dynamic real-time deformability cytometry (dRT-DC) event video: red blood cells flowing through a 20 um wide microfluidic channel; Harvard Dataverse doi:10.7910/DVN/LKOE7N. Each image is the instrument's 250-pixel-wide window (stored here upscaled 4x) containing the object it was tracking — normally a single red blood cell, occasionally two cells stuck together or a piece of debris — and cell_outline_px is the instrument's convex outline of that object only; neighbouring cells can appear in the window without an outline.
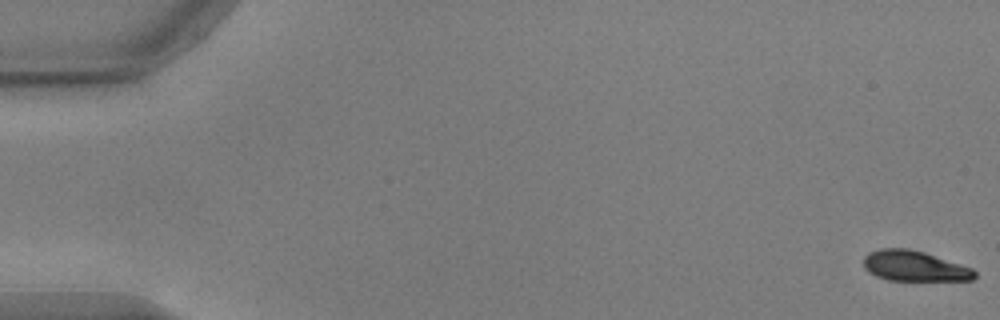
{"species": "common noctule bat (a hibernating species)", "species_latin": "Nyctalus noctula", "temperature_condition": "warm", "stored_images_in_passage": 55, "camera_frame_rate_fps": 3000, "um_per_image_px": 0.085, "animal": {"sex": "male", "body_mass_g": 17.9, "forearm_length_mm": 54.2}, "frame": {"image": 1, "passage_image": 1, "time_ms": 0.0, "image_size_px": [1000, 320], "cell_outline_px": [[976, 276], [972, 280], [888, 280], [876, 276], [868, 272], [864, 268], [864, 256], [868, 252], [880, 248], [908, 248], [924, 252], [972, 268], [976, 272]], "centroid_in_image_um": [77.69, 22.61], "position_along_channel_um": 7.3, "area_um2": 19.65}}
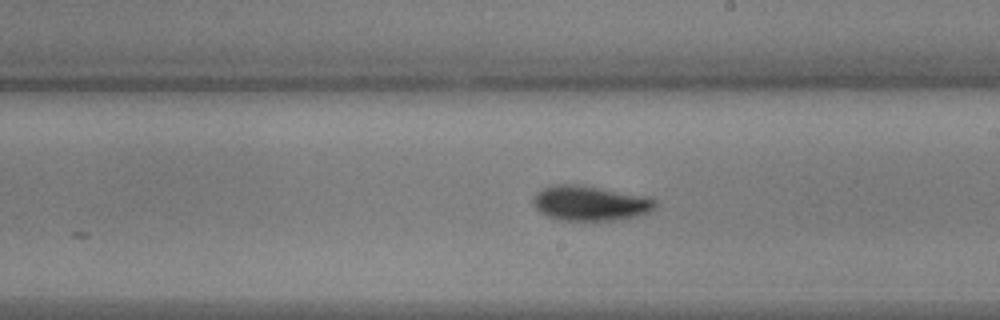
{"frame": {"image": 2, "passage_image": 32, "time_ms": 10.333, "image_size_px": [1000, 320], "cell_outline_px": [[656, 208], [648, 212], [636, 216], [612, 220], [560, 220], [548, 216], [540, 212], [532, 204], [532, 200], [536, 192], [552, 184], [584, 184], [648, 196], [656, 200]], "centroid_in_image_um": [50.16, 17.24], "position_along_channel_um": 238.8, "area_um2": 25.2}}
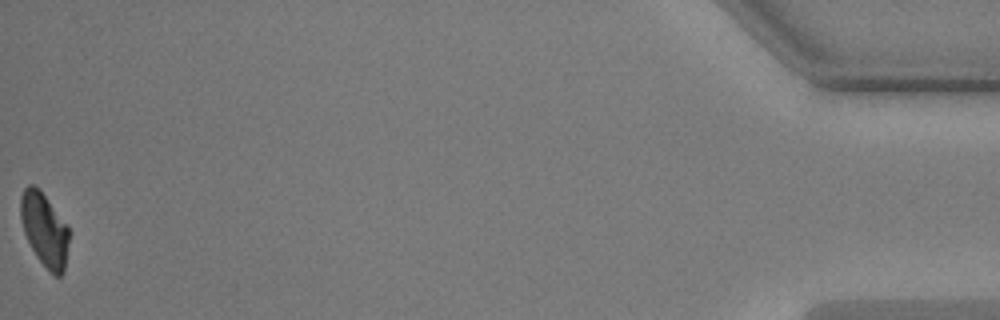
{"frame": {"image": 3, "passage_image": 55, "time_ms": 18.0, "image_size_px": [1000, 320], "cell_outline_px": [[72, 232], [64, 272], [60, 276], [56, 276], [36, 256], [24, 232], [20, 216], [20, 196], [24, 188], [28, 184], [32, 184], [40, 188], [68, 224]], "centroid_in_image_um": [3.83, 19.47], "position_along_channel_um": 431.4, "area_um2": 21.27}, "authors_computed_cell_mechanics": {"area_um2": 22.3686, "velocity_mm_per_s": 3.7266, "shape_relaxation_time_tau1_ms": 2.4277, "shape_relaxation_time_tau2_ms": null, "deformation_change_tau1": 0.134, "deformation_change_tau2": null}}